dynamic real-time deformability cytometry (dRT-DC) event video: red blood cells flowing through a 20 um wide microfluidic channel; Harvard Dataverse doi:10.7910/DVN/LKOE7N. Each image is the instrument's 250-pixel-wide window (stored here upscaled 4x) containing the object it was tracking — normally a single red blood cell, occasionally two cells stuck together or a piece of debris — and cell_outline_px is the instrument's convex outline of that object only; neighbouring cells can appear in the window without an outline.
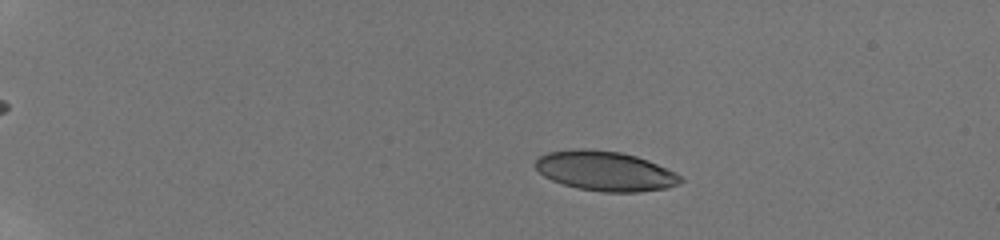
{"species": "human", "species_latin": "Homo sapiens", "temperature_condition": "room temperature", "stored_images_in_passage": 24, "camera_frame_rate_fps": 3000, "um_per_image_px": 0.085, "donor": {"sex": "male"}, "frame": {"image": 1, "passage_image": 11, "time_ms": 4.0, "image_size_px": [1000, 240], "cell_outline_px": [[684, 180], [668, 188], [640, 192], [604, 192], [576, 188], [552, 180], [544, 176], [536, 168], [536, 160], [540, 156], [548, 152], [572, 148], [584, 148], [620, 152], [636, 156], [648, 160], [676, 172]], "centroid_in_image_um": [51.45, 14.53], "position_along_channel_um": 33.6, "area_um2": 33.64}}
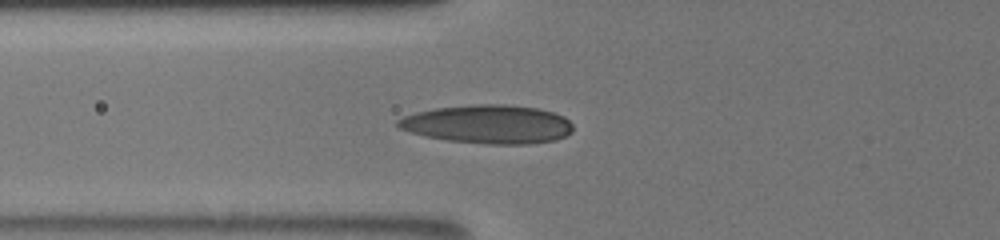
{"frame": {"image": 2, "passage_image": 20, "time_ms": 8.0, "image_size_px": [1000, 240], "cell_outline_px": [[572, 132], [556, 140], [528, 144], [488, 144], [448, 140], [424, 136], [400, 128], [396, 124], [396, 120], [404, 116], [416, 112], [436, 108], [472, 104], [508, 104], [536, 108], [552, 112], [564, 116], [572, 124]], "centroid_in_image_um": [41.49, 10.55], "position_along_channel_um": 84.3, "area_um2": 39.36}}
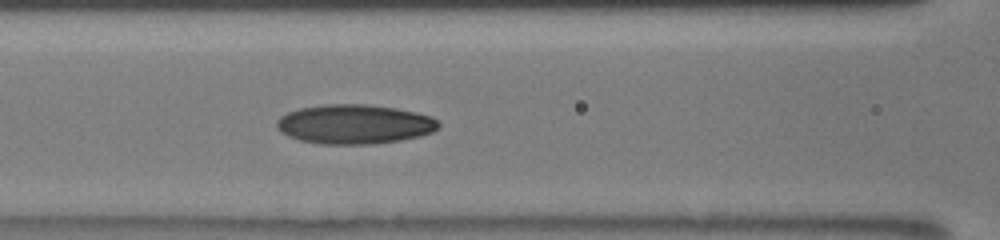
{"frame": {"image": 3, "passage_image": 24, "time_ms": 9.333, "image_size_px": [1000, 240], "cell_outline_px": [[440, 128], [432, 132], [420, 136], [400, 140], [376, 144], [320, 144], [300, 140], [288, 136], [280, 132], [276, 128], [276, 120], [280, 116], [288, 112], [300, 108], [324, 104], [364, 104], [396, 108], [416, 112], [432, 116], [440, 124]], "centroid_in_image_um": [30.12, 10.56], "position_along_channel_um": 136.5, "area_um2": 37.45}}